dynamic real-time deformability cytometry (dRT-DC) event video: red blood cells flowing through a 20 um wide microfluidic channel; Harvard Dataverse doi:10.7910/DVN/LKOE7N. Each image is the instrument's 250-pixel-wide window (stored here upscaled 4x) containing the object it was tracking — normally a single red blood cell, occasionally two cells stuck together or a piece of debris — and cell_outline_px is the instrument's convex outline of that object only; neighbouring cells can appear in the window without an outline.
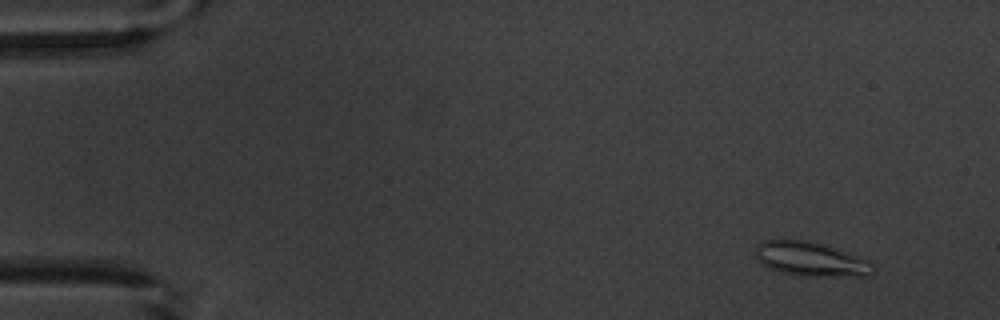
{"species": "common noctule bat (a hibernating species)", "species_latin": "Nyctalus noctula", "temperature_condition": "warm", "stored_images_in_passage": 5, "camera_frame_rate_fps": 3000, "um_per_image_px": 0.085, "animal": {"sex": "male", "body_mass_g": 20.1, "forearm_length_mm": 53.5}, "frame": {"image": 1, "passage_image": 1, "time_ms": 0.0, "image_size_px": [1000, 320], "cell_outline_px": [[876, 268], [872, 276], [808, 276], [780, 272], [768, 268], [760, 264], [756, 256], [756, 244], [764, 240], [808, 240], [824, 244], [868, 260]], "centroid_in_image_um": [68.92, 22.03], "position_along_channel_um": 16.1, "area_um2": 23.58}}
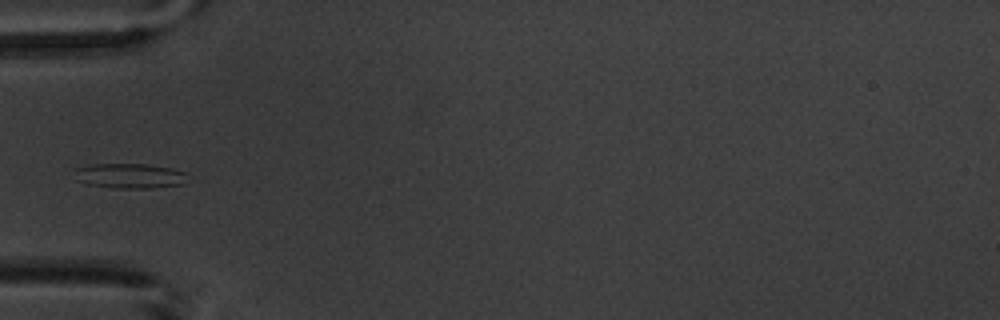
{"frame": {"image": 2, "passage_image": 5, "time_ms": 4.667, "image_size_px": [1000, 320], "cell_outline_px": [[184, 184], [152, 188], [112, 188], [88, 184], [76, 180], [76, 168], [92, 164], [148, 164], [172, 168], [184, 172]], "centroid_in_image_um": [11.0, 14.95], "position_along_channel_um": 74.0, "area_um2": 16.3}}